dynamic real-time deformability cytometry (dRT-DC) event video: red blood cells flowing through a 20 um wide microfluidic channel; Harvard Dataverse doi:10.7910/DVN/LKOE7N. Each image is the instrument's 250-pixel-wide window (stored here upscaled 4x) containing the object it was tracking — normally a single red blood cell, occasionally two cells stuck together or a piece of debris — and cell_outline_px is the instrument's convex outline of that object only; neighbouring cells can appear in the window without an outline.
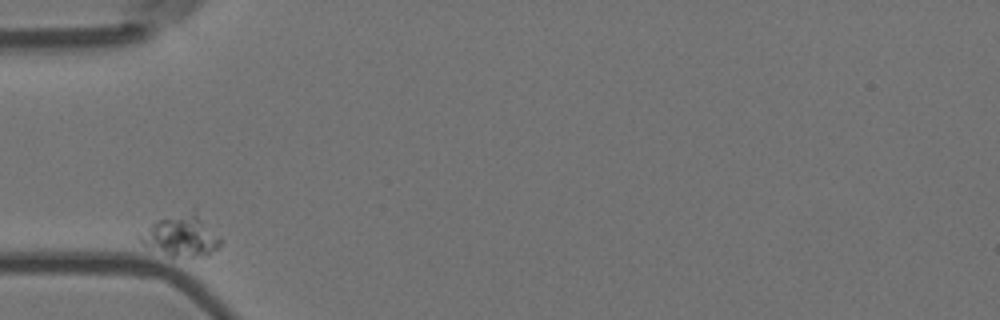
{"species": "Egyptian fruit bat (a non-hibernating species)", "species_latin": "Rousettus aegyptiacus", "temperature_condition": "room temperature", "stored_images_in_passage": 33, "camera_frame_rate_fps": 3000, "um_per_image_px": 0.085, "animal": {"sex": "female"}, "frame": {"image": 1, "passage_image": 1, "time_ms": 0.0, "image_size_px": [1000, 320], "cell_outline_px": [[220, 244], [216, 248], [208, 252], [192, 256], [172, 256], [144, 244], [136, 236], [156, 220], [192, 216], [196, 216], [220, 240]], "centroid_in_image_um": [15.28, 20.12], "position_along_channel_um": 69.7, "area_um2": 16.94}}
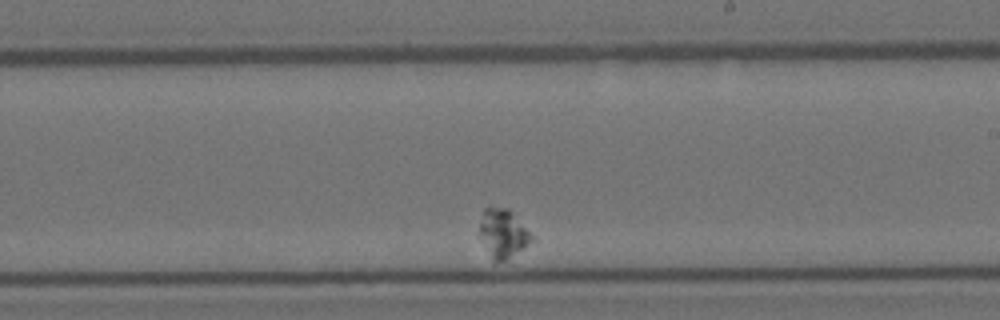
{"frame": {"image": 2, "passage_image": 21, "time_ms": 6.667, "image_size_px": [1000, 320], "cell_outline_px": [[536, 240], [504, 260], [496, 264], [492, 260], [480, 236], [480, 224], [484, 208], [488, 204], [492, 204], [508, 208], [512, 212]], "centroid_in_image_um": [42.74, 19.8], "position_along_channel_um": 246.3, "area_um2": 14.85}}
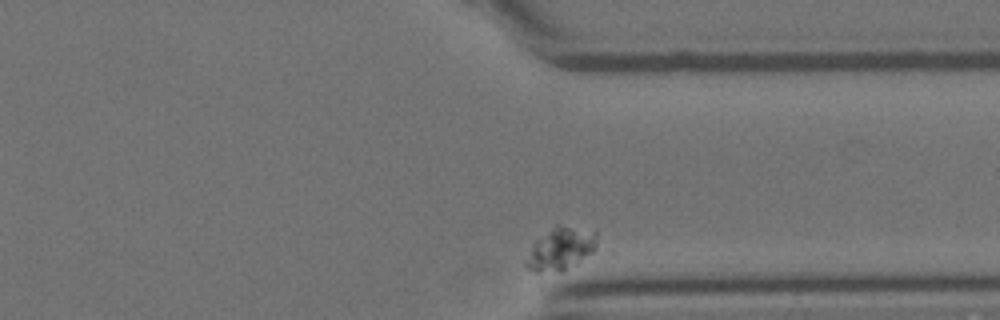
{"frame": {"image": 3, "passage_image": 33, "time_ms": 10.667, "image_size_px": [1000, 320], "cell_outline_px": [[596, 248], [592, 252], [560, 272], [536, 272], [528, 268], [524, 264], [524, 260], [532, 248], [540, 240], [556, 228], [568, 228], [596, 232]], "centroid_in_image_um": [47.65, 21.24], "position_along_channel_um": 363.8, "area_um2": 16.13}}